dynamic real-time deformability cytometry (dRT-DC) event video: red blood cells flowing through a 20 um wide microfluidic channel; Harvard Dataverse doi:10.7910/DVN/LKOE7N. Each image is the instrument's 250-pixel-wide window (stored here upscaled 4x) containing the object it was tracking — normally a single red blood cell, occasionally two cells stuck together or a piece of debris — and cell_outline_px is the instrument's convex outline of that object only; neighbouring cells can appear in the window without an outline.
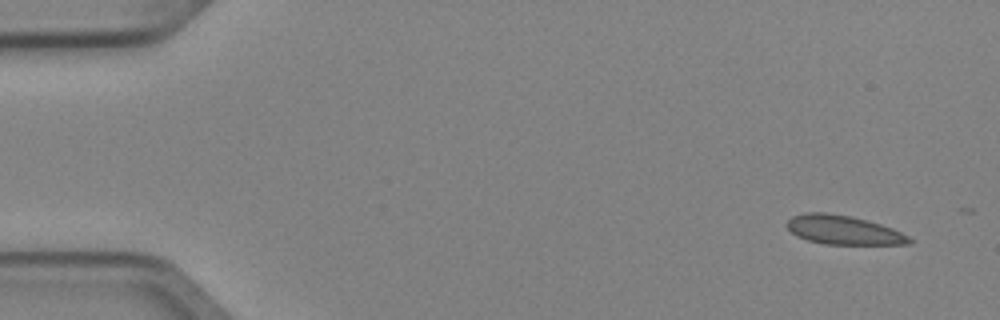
{"species": "Egyptian fruit bat (a non-hibernating species)", "species_latin": "Rousettus aegyptiacus", "temperature_condition": "cold", "stored_images_in_passage": 3, "camera_frame_rate_fps": 3000, "um_per_image_px": 0.085, "animal": {"sex": "female"}, "frame": {"image": 1, "passage_image": 1, "time_ms": 0.0, "image_size_px": [1000, 320], "cell_outline_px": [[912, 244], [824, 244], [808, 240], [796, 236], [788, 228], [788, 220], [792, 216], [804, 212], [824, 212], [852, 216], [880, 224], [892, 228], [908, 236], [912, 240]], "centroid_in_image_um": [71.68, 19.54], "position_along_channel_um": 13.3, "area_um2": 20.58}}